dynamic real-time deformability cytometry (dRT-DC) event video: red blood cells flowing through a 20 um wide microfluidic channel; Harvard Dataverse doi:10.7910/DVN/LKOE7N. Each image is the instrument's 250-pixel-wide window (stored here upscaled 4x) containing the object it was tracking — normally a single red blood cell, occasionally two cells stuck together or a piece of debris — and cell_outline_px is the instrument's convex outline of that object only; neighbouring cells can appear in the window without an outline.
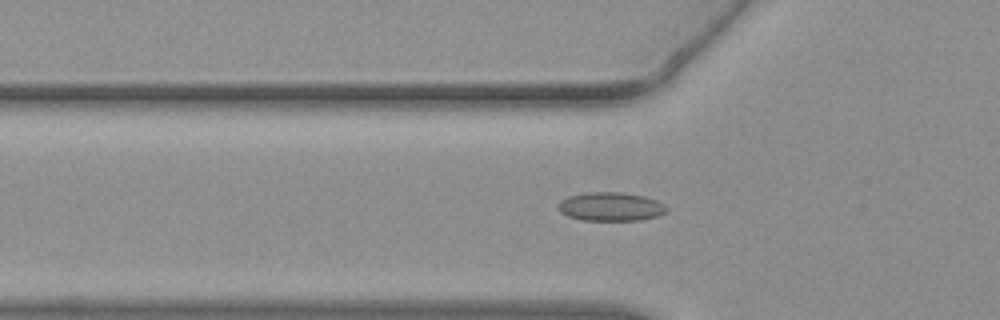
{"species": "common noctule bat (a hibernating species)", "species_latin": "Nyctalus noctula", "temperature_condition": "warm", "stored_images_in_passage": 48, "camera_frame_rate_fps": 3000, "um_per_image_px": 0.085, "animal": {"sex": "female", "body_mass_g": 19.3, "forearm_length_mm": 54.1}, "frame": {"image": 1, "passage_image": 18, "time_ms": 5.667, "image_size_px": [1000, 320], "cell_outline_px": [[668, 212], [656, 216], [640, 220], [580, 220], [568, 216], [560, 212], [556, 208], [560, 200], [568, 196], [584, 192], [620, 192], [644, 196], [656, 200], [664, 204], [668, 208]], "centroid_in_image_um": [51.88, 17.56], "position_along_channel_um": 73.9, "area_um2": 18.32}}
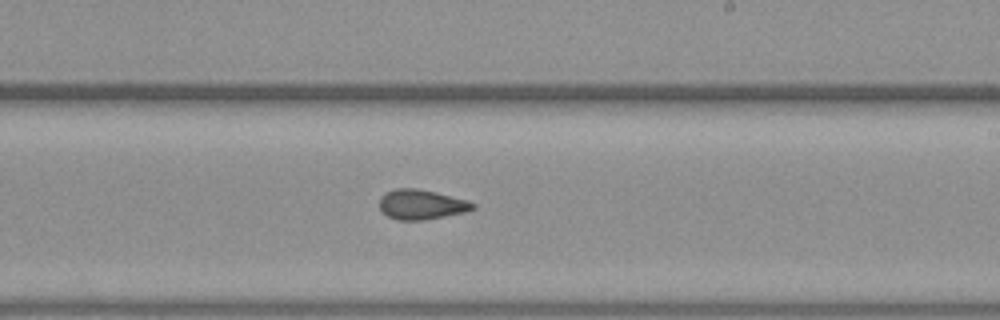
{"frame": {"image": 2, "passage_image": 32, "time_ms": 10.333, "image_size_px": [1000, 320], "cell_outline_px": [[476, 208], [464, 212], [424, 220], [396, 220], [380, 212], [380, 196], [396, 188], [416, 188], [436, 192], [468, 200], [476, 204]], "centroid_in_image_um": [35.81, 17.38], "position_along_channel_um": 253.2, "area_um2": 16.3}}
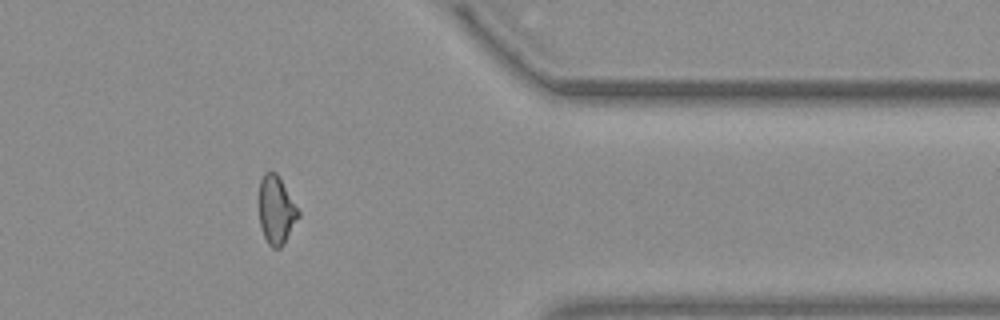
{"frame": {"image": 3, "passage_image": 44, "time_ms": 14.333, "image_size_px": [1000, 320], "cell_outline_px": [[300, 216], [280, 248], [272, 248], [268, 244], [264, 236], [260, 224], [260, 180], [264, 172], [276, 172], [300, 212]], "centroid_in_image_um": [23.48, 17.86], "position_along_channel_um": 387.9, "area_um2": 15.26}}